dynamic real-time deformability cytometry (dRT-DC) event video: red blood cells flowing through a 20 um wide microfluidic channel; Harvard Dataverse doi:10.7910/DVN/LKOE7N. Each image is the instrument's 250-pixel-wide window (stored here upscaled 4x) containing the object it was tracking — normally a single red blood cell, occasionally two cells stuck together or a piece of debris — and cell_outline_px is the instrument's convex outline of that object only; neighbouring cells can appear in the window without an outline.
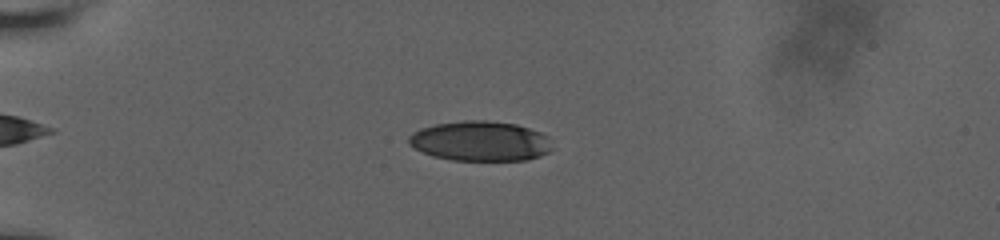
{"species": "human", "species_latin": "Homo sapiens", "temperature_condition": "room temperature", "stored_images_in_passage": 59, "camera_frame_rate_fps": 3000, "um_per_image_px": 0.085, "donor": {"sex": "male"}, "frame": {"image": 1, "passage_image": 18, "time_ms": 5.667, "image_size_px": [1000, 240], "cell_outline_px": [[552, 148], [548, 152], [540, 156], [528, 160], [452, 160], [436, 156], [424, 152], [408, 144], [408, 136], [412, 132], [420, 128], [436, 124], [464, 120], [484, 120], [516, 124], [540, 132], [548, 136]], "centroid_in_image_um": [40.83, 11.99], "position_along_channel_um": 44.2, "area_um2": 33.29}}
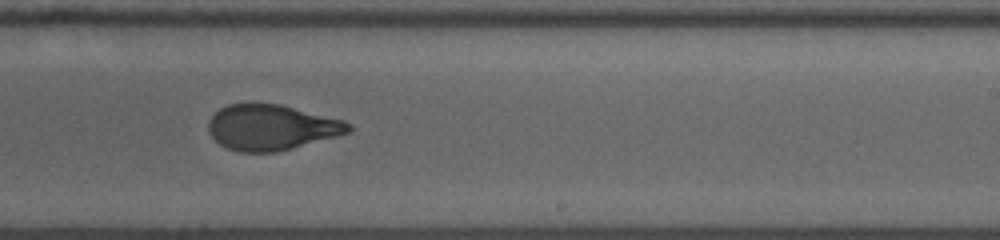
{"frame": {"image": 2, "passage_image": 39, "time_ms": 12.667, "image_size_px": [1000, 240], "cell_outline_px": [[352, 128], [348, 132], [336, 136], [276, 152], [240, 152], [228, 148], [220, 144], [212, 136], [208, 128], [208, 120], [220, 108], [228, 104], [248, 100], [280, 104], [344, 120], [352, 124]], "centroid_in_image_um": [23.03, 10.78], "position_along_channel_um": 266.0, "area_um2": 37.51}}
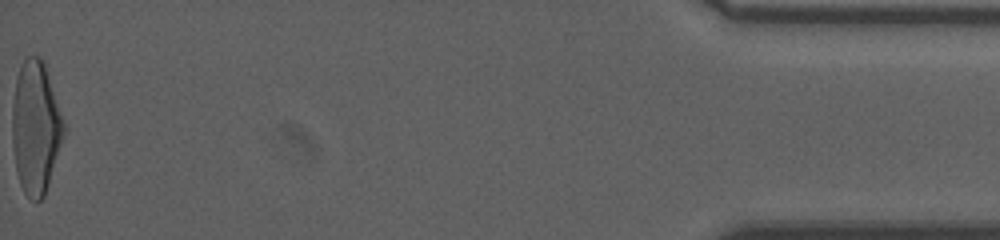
{"frame": {"image": 3, "passage_image": 59, "time_ms": 19.333, "image_size_px": [1000, 240], "cell_outline_px": [[64, 132], [48, 184], [44, 196], [40, 200], [32, 200], [24, 192], [20, 184], [16, 172], [12, 140], [12, 108], [16, 80], [20, 68], [24, 60], [28, 56], [40, 56], [44, 60], [64, 124]], "centroid_in_image_um": [3.01, 10.82], "position_along_channel_um": 432.2, "area_um2": 39.25}, "authors_computed_cell_mechanics": {"area_um2": 37.3388, "velocity_mm_per_s": 3.8091, "shape_relaxation_time_tau1_ms": 5.5589, "shape_relaxation_time_tau2_ms": 1.1853, "deformation_change_tau1": 0.2052, "deformation_change_tau2": 0.0787}}